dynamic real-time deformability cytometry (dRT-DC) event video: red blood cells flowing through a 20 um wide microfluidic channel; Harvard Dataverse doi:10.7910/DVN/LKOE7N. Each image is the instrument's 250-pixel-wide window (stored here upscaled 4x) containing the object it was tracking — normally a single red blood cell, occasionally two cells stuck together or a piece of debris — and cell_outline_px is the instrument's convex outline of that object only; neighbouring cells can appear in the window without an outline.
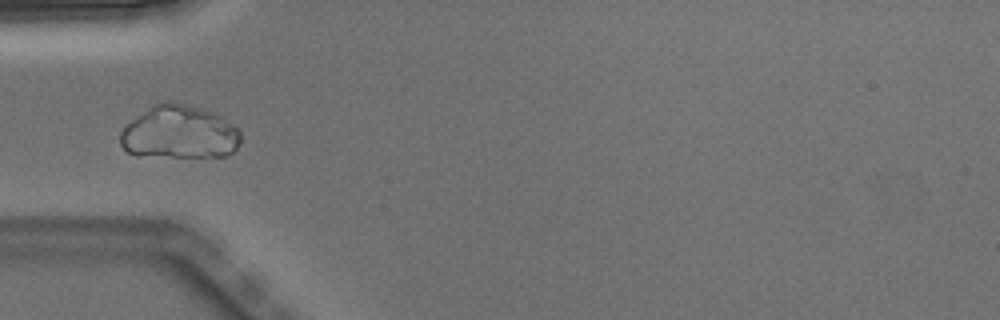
{"species": "Egyptian fruit bat (a non-hibernating species)", "species_latin": "Rousettus aegyptiacus", "temperature_condition": "warm", "stored_images_in_passage": 5, "camera_frame_rate_fps": 3000, "um_per_image_px": 0.085, "animal": {"sex": "male"}, "frame": {"image": 1, "passage_image": 5, "time_ms": 1.333, "image_size_px": [1000, 320], "cell_outline_px": [[240, 140], [236, 148], [228, 156], [136, 156], [128, 152], [120, 144], [120, 132], [132, 120], [152, 104], [168, 100], [216, 112], [232, 124], [240, 132]], "centroid_in_image_um": [15.23, 11.24], "position_along_channel_um": 69.8, "area_um2": 37.4}}